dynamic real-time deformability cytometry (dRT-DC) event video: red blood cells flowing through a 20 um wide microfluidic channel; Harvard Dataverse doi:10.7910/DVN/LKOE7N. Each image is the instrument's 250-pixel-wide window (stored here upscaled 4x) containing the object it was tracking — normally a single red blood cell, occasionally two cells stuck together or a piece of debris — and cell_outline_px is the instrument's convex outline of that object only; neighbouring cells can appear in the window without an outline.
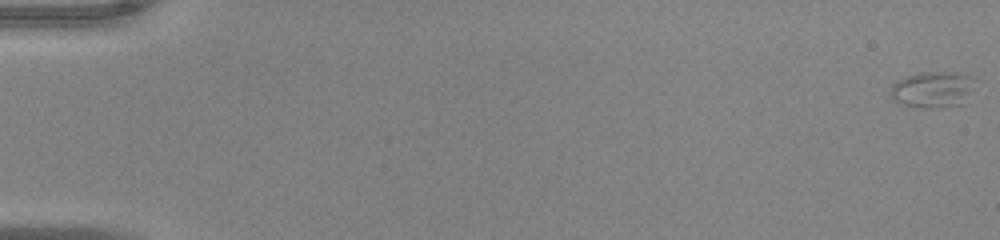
{"species": "common noctule bat (a hibernating species)", "species_latin": "Nyctalus noctula", "temperature_condition": "warm", "stored_images_in_passage": 53, "camera_frame_rate_fps": 3000, "um_per_image_px": 0.085, "animal": {"sex": "male", "body_mass_g": 20.0, "forearm_length_mm": 53.3}, "frame": {"image": 1, "passage_image": 1, "time_ms": 0.0, "image_size_px": [1000, 240], "cell_outline_px": [[980, 80], [964, 104], [936, 108], [928, 108], [904, 104], [892, 100], [888, 92], [888, 88], [896, 80], [920, 72], [956, 72], [972, 76]], "centroid_in_image_um": [79.33, 7.59], "position_along_channel_um": 5.7, "area_um2": 18.5}}
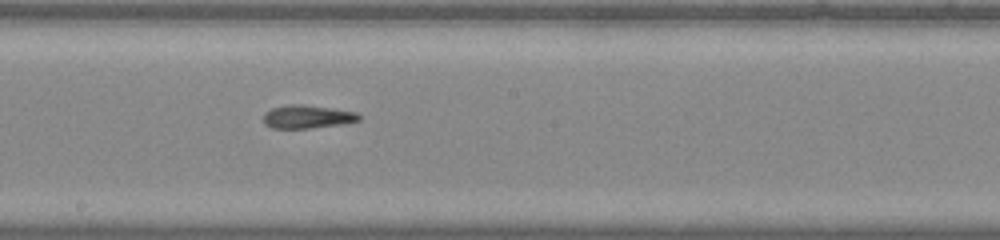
{"frame": {"image": 2, "passage_image": 31, "time_ms": 10.0, "image_size_px": [1000, 240], "cell_outline_px": [[360, 120], [344, 124], [308, 128], [272, 128], [264, 124], [264, 112], [272, 108], [288, 104], [304, 104], [332, 108], [356, 112], [360, 116]], "centroid_in_image_um": [26.11, 9.91], "position_along_channel_um": 222.1, "area_um2": 13.01}}
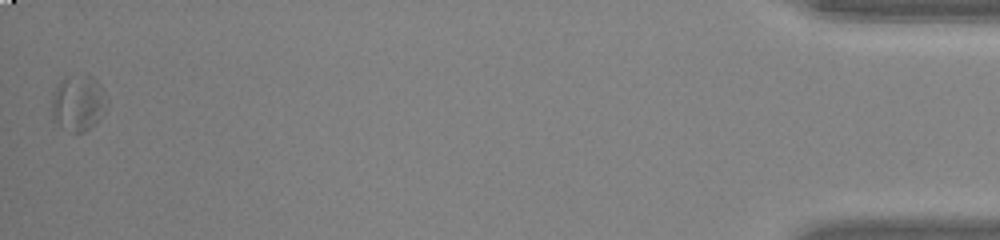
{"frame": {"image": 3, "passage_image": 53, "time_ms": 17.333, "image_size_px": [1000, 240], "cell_outline_px": [[108, 108], [100, 120], [96, 124], [84, 132], [72, 132], [60, 124], [52, 116], [52, 96], [60, 80], [64, 76], [80, 72], [84, 72], [92, 76], [100, 84], [108, 100]], "centroid_in_image_um": [6.7, 8.69], "position_along_channel_um": 428.5, "area_um2": 18.5}, "authors_computed_cell_mechanics": {"area_um2": 13.872, "velocity_mm_per_s": 4.005, "shape_relaxation_time_tau1_ms": null, "shape_relaxation_time_tau2_ms": 6.45, "deformation_change_tau1": null, "deformation_change_tau2": 0.1545}}